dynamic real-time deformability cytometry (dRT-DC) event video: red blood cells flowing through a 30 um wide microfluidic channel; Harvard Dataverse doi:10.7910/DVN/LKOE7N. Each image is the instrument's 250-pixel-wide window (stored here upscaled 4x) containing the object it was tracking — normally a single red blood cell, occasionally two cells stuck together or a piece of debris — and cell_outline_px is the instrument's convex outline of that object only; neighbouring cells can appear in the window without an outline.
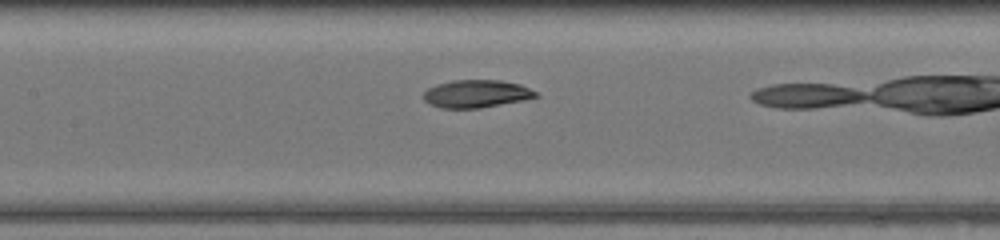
{"species": "common noctule bat (a hibernating species)", "species_latin": "Nyctalus noctula", "temperature_condition": "warm", "stored_images_in_passage": 16, "camera_frame_rate_fps": 3000, "um_per_image_px": 0.085, "animal": {"sex": "female", "body_mass_g": 17.0, "forearm_length_mm": 48.0}, "frame": {"image": 1, "passage_image": 7, "time_ms": 2.0, "image_size_px": [1000, 240], "cell_outline_px": [[540, 96], [524, 100], [480, 108], [440, 108], [424, 100], [424, 92], [428, 88], [436, 84], [452, 80], [500, 80], [520, 84], [536, 92]], "centroid_in_image_um": [40.49, 7.97], "position_along_channel_um": 166.9, "area_um2": 18.09}}